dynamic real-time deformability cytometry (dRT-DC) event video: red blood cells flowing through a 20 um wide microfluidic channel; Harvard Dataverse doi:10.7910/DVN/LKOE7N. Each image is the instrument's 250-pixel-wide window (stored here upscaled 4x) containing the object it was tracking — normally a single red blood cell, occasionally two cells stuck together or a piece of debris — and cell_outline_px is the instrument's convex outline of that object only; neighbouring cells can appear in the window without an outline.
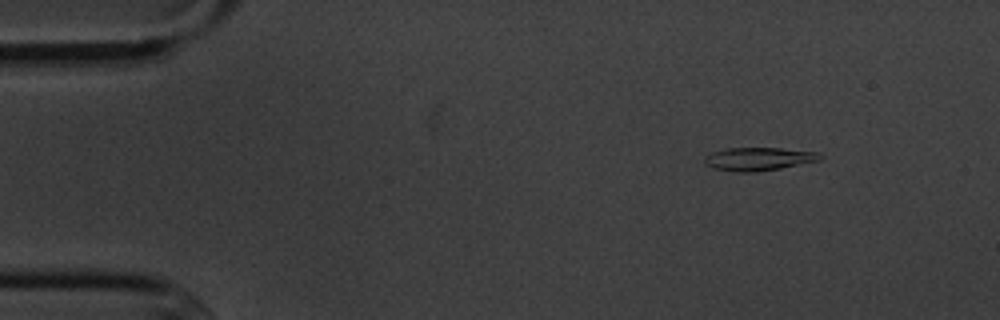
{"species": "common noctule bat (a hibernating species)", "species_latin": "Nyctalus noctula", "temperature_condition": "cold", "stored_images_in_passage": 5, "camera_frame_rate_fps": 3000, "um_per_image_px": 0.085, "animal": {"sex": "male", "body_mass_g": 20.1, "forearm_length_mm": 53.5}, "frame": {"image": 1, "passage_image": 2, "time_ms": 1.0, "image_size_px": [1000, 320], "cell_outline_px": [[824, 156], [820, 160], [780, 168], [756, 172], [736, 172], [716, 168], [704, 164], [704, 156], [712, 152], [728, 148], [780, 148], [820, 152]], "centroid_in_image_um": [64.5, 13.5], "position_along_channel_um": 20.5, "area_um2": 15.61}}
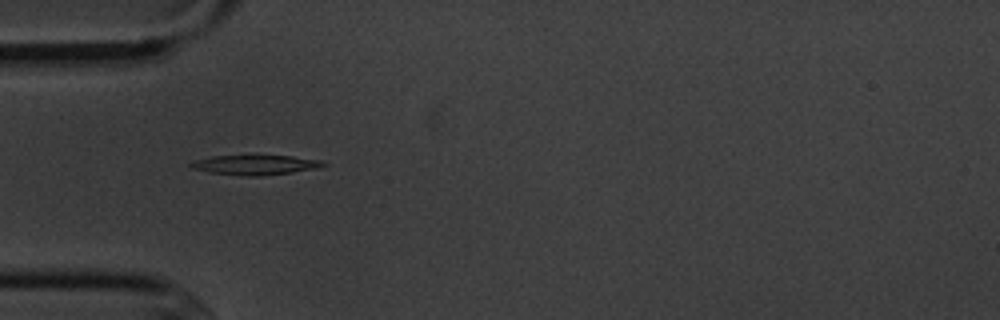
{"frame": {"image": 2, "passage_image": 4, "time_ms": 4.333, "image_size_px": [1000, 320], "cell_outline_px": [[328, 164], [316, 168], [292, 172], [260, 176], [248, 176], [208, 172], [192, 168], [188, 164], [192, 160], [212, 156], [248, 152], [292, 156], [324, 160]], "centroid_in_image_um": [21.66, 13.95], "position_along_channel_um": 63.3, "area_um2": 16.36}}
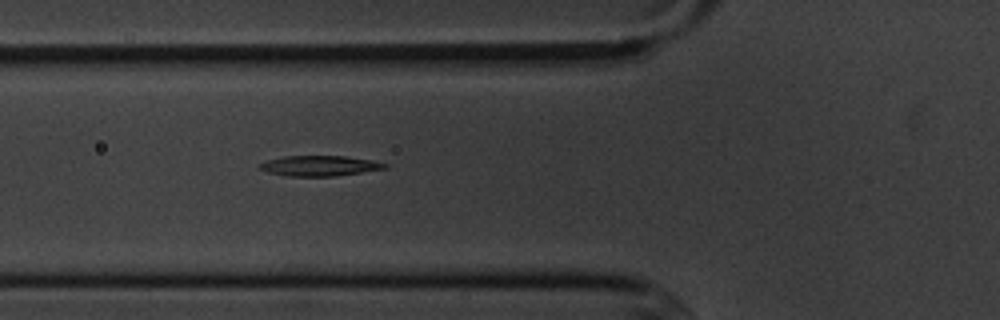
{"frame": {"image": 3, "passage_image": 5, "time_ms": 5.333, "image_size_px": [1000, 320], "cell_outline_px": [[388, 168], [336, 176], [288, 176], [268, 172], [260, 168], [260, 164], [268, 160], [284, 156], [348, 156], [372, 160], [388, 164]], "centroid_in_image_um": [27.22, 14.09], "position_along_channel_um": 98.6, "area_um2": 14.74}}